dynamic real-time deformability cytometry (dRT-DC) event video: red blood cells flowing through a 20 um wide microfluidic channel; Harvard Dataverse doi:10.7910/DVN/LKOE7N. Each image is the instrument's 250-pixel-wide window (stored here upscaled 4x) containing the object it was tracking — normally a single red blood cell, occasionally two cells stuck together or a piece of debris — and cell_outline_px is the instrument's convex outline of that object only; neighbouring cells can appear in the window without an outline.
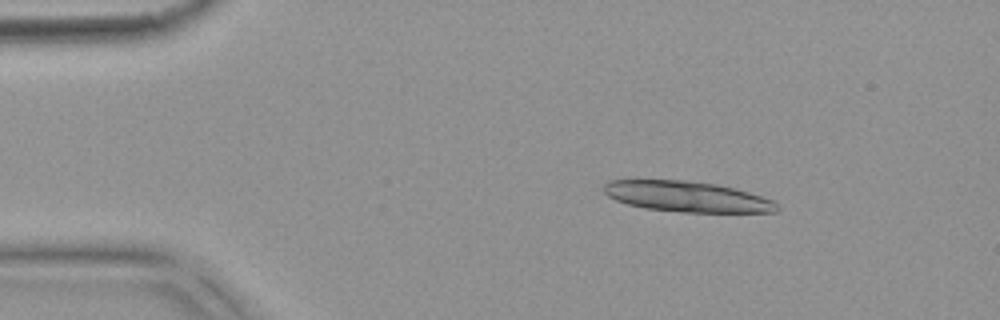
{"species": "common noctule bat (a hibernating species)", "species_latin": "Nyctalus noctula", "temperature_condition": "warm", "stored_images_in_passage": 3, "camera_frame_rate_fps": 3000, "um_per_image_px": 0.085, "animal": {"sex": "female", "body_mass_g": 18.4}, "frame": {"image": 1, "passage_image": 2, "time_ms": 0.333, "image_size_px": [1000, 320], "cell_outline_px": [[780, 208], [776, 212], [680, 212], [644, 208], [628, 204], [616, 200], [608, 196], [604, 192], [604, 184], [608, 180], [684, 180], [716, 184], [736, 188], [772, 200]], "centroid_in_image_um": [58.38, 16.71], "position_along_channel_um": 26.6, "area_um2": 30.81}}